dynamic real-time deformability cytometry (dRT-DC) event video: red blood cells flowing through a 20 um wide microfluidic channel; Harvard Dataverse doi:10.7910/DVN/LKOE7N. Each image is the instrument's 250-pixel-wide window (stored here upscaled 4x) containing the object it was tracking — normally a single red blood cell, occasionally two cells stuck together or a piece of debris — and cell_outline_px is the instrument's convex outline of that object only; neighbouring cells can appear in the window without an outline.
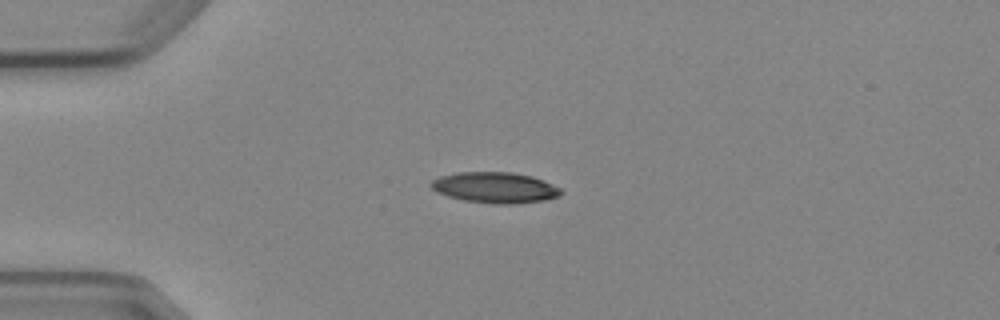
{"species": "Egyptian fruit bat (a non-hibernating species)", "species_latin": "Rousettus aegyptiacus", "temperature_condition": "cold", "stored_images_in_passage": 4, "camera_frame_rate_fps": 3000, "um_per_image_px": 0.085, "animal": {"sex": "female"}, "frame": {"image": 1, "passage_image": 3, "time_ms": 2.667, "image_size_px": [1000, 320], "cell_outline_px": [[564, 192], [560, 196], [544, 200], [516, 204], [492, 204], [464, 200], [448, 196], [436, 192], [428, 184], [432, 180], [440, 176], [456, 172], [512, 172], [532, 176], [544, 180], [560, 188]], "centroid_in_image_um": [42.08, 15.94], "position_along_channel_um": 42.9, "area_um2": 23.58}}